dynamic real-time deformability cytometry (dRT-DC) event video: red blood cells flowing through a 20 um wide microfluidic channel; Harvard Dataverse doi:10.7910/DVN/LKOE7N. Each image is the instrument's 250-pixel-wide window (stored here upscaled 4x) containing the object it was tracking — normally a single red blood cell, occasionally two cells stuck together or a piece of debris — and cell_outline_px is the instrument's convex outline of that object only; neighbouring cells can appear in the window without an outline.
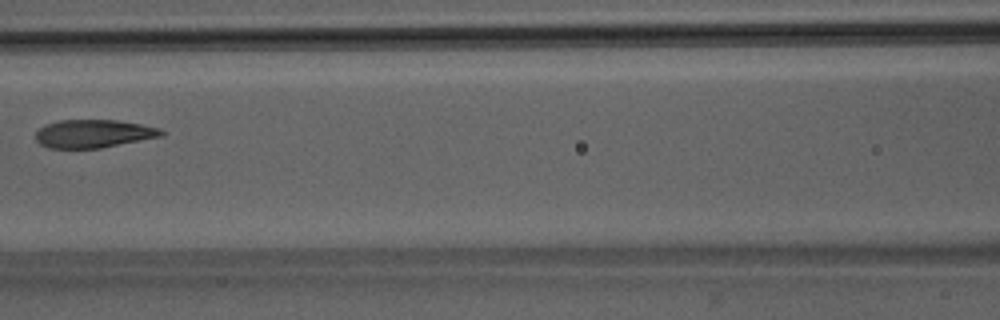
{"species": "Egyptian fruit bat (a non-hibernating species)", "species_latin": "Rousettus aegyptiacus", "temperature_condition": "room temperature", "stored_images_in_passage": 5, "camera_frame_rate_fps": 3000, "um_per_image_px": 0.085, "animal": {"sex": "male"}, "frame": {"image": 1, "passage_image": 4, "time_ms": 3.667, "image_size_px": [1000, 320], "cell_outline_px": [[164, 136], [100, 148], [48, 148], [40, 144], [36, 140], [36, 132], [40, 128], [48, 124], [60, 120], [116, 120], [140, 124], [160, 128], [164, 132]], "centroid_in_image_um": [7.97, 11.36], "position_along_channel_um": 158.6, "area_um2": 20.52}}